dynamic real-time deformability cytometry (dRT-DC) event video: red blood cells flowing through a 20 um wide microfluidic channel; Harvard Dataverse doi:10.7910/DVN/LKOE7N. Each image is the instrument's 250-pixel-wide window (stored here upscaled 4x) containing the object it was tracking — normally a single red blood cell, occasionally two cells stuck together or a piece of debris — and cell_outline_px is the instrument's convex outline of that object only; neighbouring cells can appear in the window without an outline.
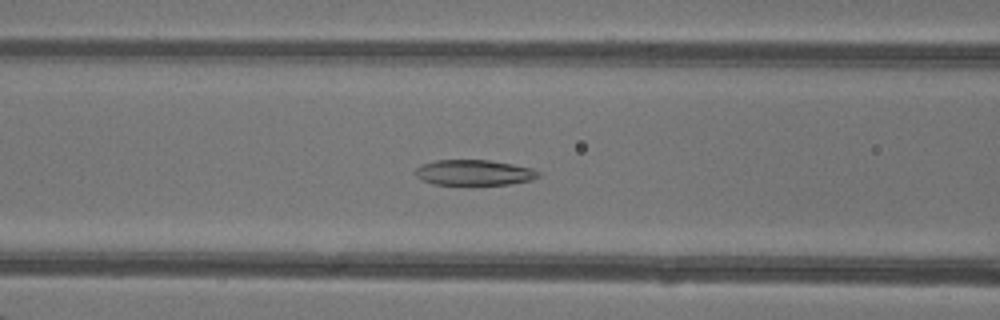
{"species": "common noctule bat (a hibernating species)", "species_latin": "Nyctalus noctula", "temperature_condition": "warm", "stored_images_in_passage": 49, "camera_frame_rate_fps": 3000, "um_per_image_px": 0.085, "animal": {"sex": "female"}, "frame": {"image": 1, "passage_image": 21, "time_ms": 6.667, "image_size_px": [1000, 320], "cell_outline_px": [[540, 176], [532, 180], [508, 184], [432, 184], [416, 176], [416, 168], [420, 164], [436, 160], [488, 160], [512, 164], [532, 168], [540, 172]], "centroid_in_image_um": [40.31, 14.66], "position_along_channel_um": 126.3, "area_um2": 18.15}}
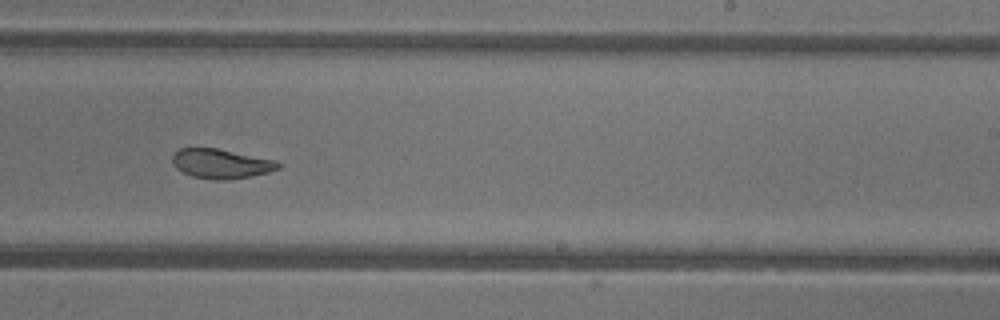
{"frame": {"image": 2, "passage_image": 31, "time_ms": 10.0, "image_size_px": [1000, 320], "cell_outline_px": [[280, 168], [268, 172], [248, 176], [224, 180], [220, 180], [192, 176], [176, 168], [172, 164], [172, 156], [180, 148], [216, 148], [276, 160], [280, 164]], "centroid_in_image_um": [18.78, 13.9], "position_along_channel_um": 270.2, "area_um2": 17.92}}
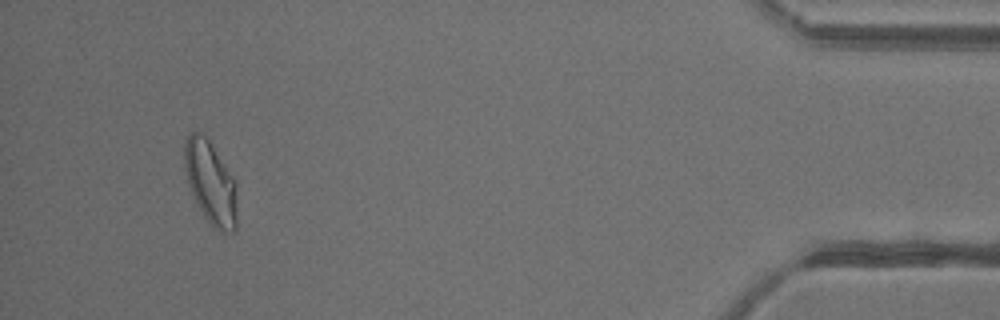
{"frame": {"image": 3, "passage_image": 46, "time_ms": 15.0, "image_size_px": [1000, 320], "cell_outline_px": [[236, 228], [232, 232], [220, 232], [204, 216], [188, 184], [184, 168], [184, 140], [192, 132], [204, 132], [236, 180]], "centroid_in_image_um": [17.9, 15.47], "position_along_channel_um": 417.3, "area_um2": 25.49}, "authors_computed_cell_mechanics": {"area_um2": 22.1952, "velocity_mm_per_s": 4.3248, "shape_relaxation_time_tau1_ms": null, "shape_relaxation_time_tau2_ms": 1.4363, "deformation_change_tau1": null, "deformation_change_tau2": 0.077}}